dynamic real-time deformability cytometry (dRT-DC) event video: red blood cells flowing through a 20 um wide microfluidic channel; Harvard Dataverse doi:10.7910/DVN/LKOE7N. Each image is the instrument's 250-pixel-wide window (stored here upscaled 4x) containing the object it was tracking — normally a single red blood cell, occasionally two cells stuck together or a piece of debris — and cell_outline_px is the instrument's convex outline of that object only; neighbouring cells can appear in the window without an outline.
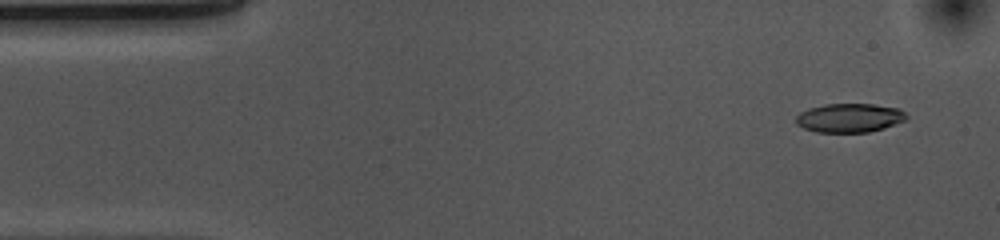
{"species": "common noctule bat (a hibernating species)", "species_latin": "Nyctalus noctula", "temperature_condition": "cold", "stored_images_in_passage": 52, "camera_frame_rate_fps": 3000, "um_per_image_px": 0.085, "animal": {"sex": "female", "body_mass_g": 10.0, "forearm_length_mm": 53.1}, "frame": {"image": 1, "passage_image": 3, "time_ms": 0.667, "image_size_px": [1000, 240], "cell_outline_px": [[908, 116], [904, 120], [884, 128], [868, 132], [816, 132], [804, 128], [796, 124], [796, 116], [800, 112], [808, 108], [824, 104], [872, 104], [900, 108]], "centroid_in_image_um": [72.19, 10.01], "position_along_channel_um": 12.8, "area_um2": 18.61}}
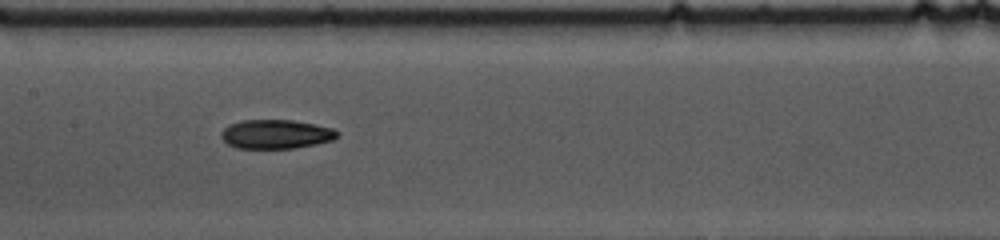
{"frame": {"image": 2, "passage_image": 24, "time_ms": 7.667, "image_size_px": [1000, 240], "cell_outline_px": [[340, 136], [332, 140], [316, 144], [292, 148], [236, 148], [228, 144], [220, 136], [220, 132], [228, 124], [244, 120], [292, 120], [332, 128], [340, 132]], "centroid_in_image_um": [23.45, 11.4], "position_along_channel_um": 184.0, "area_um2": 19.65}}
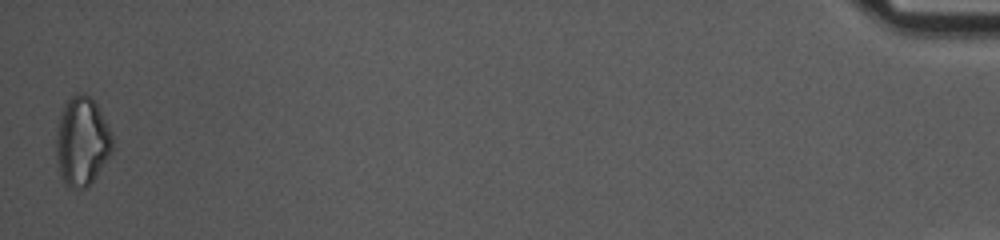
{"frame": {"image": 3, "passage_image": 52, "time_ms": 17.0, "image_size_px": [1000, 240], "cell_outline_px": [[112, 148], [108, 156], [92, 180], [84, 188], [68, 188], [64, 184], [60, 176], [56, 156], [56, 132], [60, 116], [64, 104], [76, 92], [84, 92], [96, 104], [112, 136]], "centroid_in_image_um": [6.91, 12.01], "position_along_channel_um": 428.3, "area_um2": 28.61}, "authors_computed_cell_mechanics": {"area_um2": 19.8543, "velocity_mm_per_s": 3.6959, "shape_relaxation_time_tau1_ms": 9.7927, "shape_relaxation_time_tau2_ms": 6.3112, "deformation_change_tau1": 0.1941, "deformation_change_tau2": 0.1367}}